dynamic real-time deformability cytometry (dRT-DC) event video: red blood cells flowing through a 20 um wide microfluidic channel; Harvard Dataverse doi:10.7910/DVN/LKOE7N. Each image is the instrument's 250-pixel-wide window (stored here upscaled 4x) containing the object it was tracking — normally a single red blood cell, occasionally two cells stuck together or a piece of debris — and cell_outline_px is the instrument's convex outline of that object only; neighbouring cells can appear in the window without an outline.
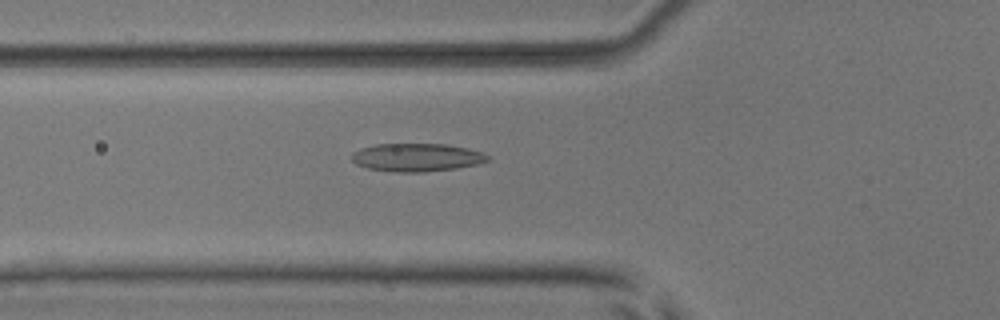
{"species": "common noctule bat (a hibernating species)", "species_latin": "Nyctalus noctula", "temperature_condition": "room temperature", "stored_images_in_passage": 54, "camera_frame_rate_fps": 3000, "um_per_image_px": 0.085, "animal": {"sex": "male", "body_mass_g": 17.9, "forearm_length_mm": 54.2}, "frame": {"image": 1, "passage_image": 20, "time_ms": 6.333, "image_size_px": [1000, 320], "cell_outline_px": [[492, 160], [476, 164], [456, 168], [424, 172], [392, 172], [368, 168], [356, 164], [352, 160], [352, 152], [360, 148], [376, 144], [448, 144], [468, 148], [484, 152]], "centroid_in_image_um": [35.44, 13.37], "position_along_channel_um": 90.4, "area_um2": 22.43}}
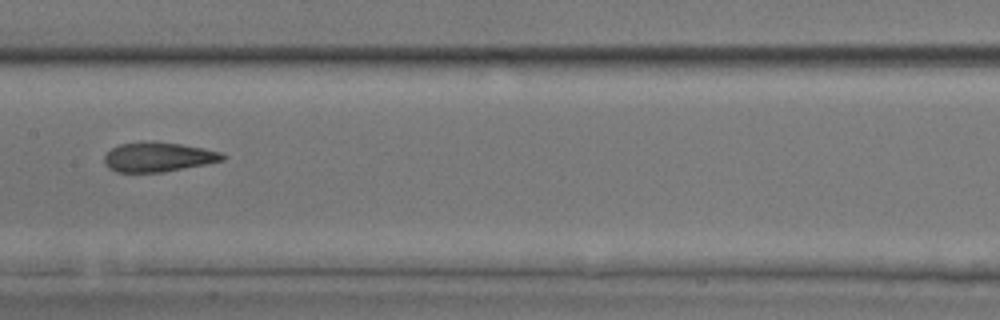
{"frame": {"image": 2, "passage_image": 28, "time_ms": 9.0, "image_size_px": [1000, 320], "cell_outline_px": [[228, 156], [224, 160], [164, 172], [116, 172], [108, 168], [104, 164], [104, 156], [112, 148], [120, 144], [152, 140], [180, 144], [204, 148], [224, 152]], "centroid_in_image_um": [13.46, 13.33], "position_along_channel_um": 193.9, "area_um2": 20.58}}
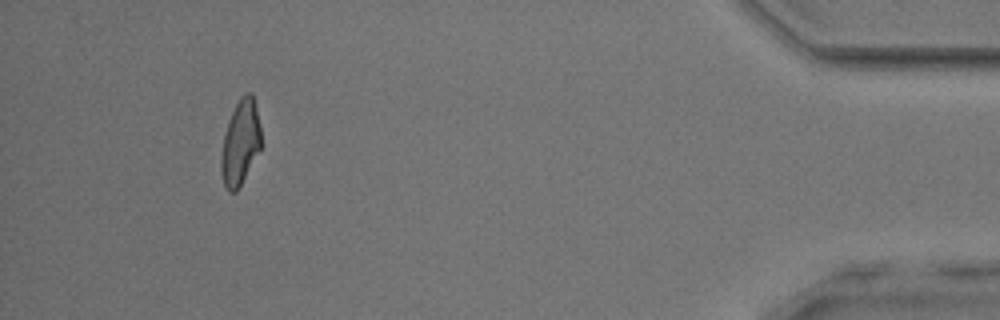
{"frame": {"image": 3, "passage_image": 50, "time_ms": 16.333, "image_size_px": [1000, 320], "cell_outline_px": [[260, 148], [236, 192], [228, 192], [224, 184], [220, 168], [220, 156], [224, 136], [228, 120], [240, 96], [248, 92], [252, 92], [256, 108], [260, 128]], "centroid_in_image_um": [20.4, 12.11], "position_along_channel_um": 414.8, "area_um2": 19.42}, "authors_computed_cell_mechanics": {"area_um2": 20.8369, "velocity_mm_per_s": 3.8816, "shape_relaxation_time_tau1_ms": 6.9417, "shape_relaxation_time_tau2_ms": 1.7961, "deformation_change_tau1": 0.2201, "deformation_change_tau2": 0.1116}}